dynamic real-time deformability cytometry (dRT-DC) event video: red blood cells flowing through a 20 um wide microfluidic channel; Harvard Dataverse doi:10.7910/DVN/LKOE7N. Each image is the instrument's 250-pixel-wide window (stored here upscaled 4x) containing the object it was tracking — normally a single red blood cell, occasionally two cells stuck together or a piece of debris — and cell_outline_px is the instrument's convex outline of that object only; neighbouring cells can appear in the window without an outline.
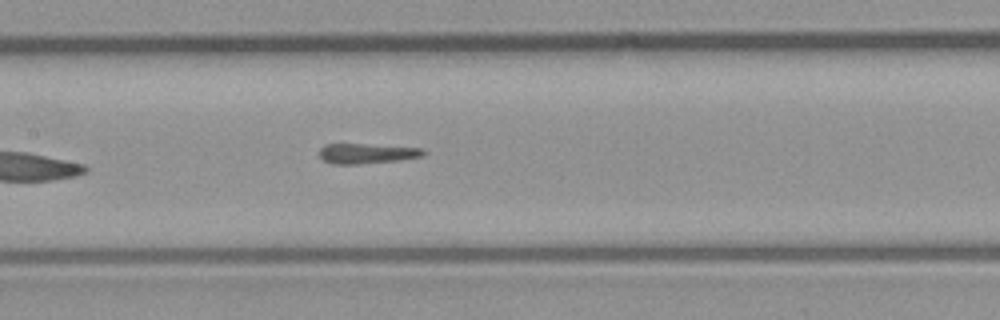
{"species": "common noctule bat (a hibernating species)", "species_latin": "Nyctalus noctula", "temperature_condition": "room temperature", "stored_images_in_passage": 7, "camera_frame_rate_fps": 3000, "um_per_image_px": 0.085, "animal": {"sex": "male", "body_mass_g": 23.1, "forearm_length_mm": 52.7}, "frame": {"image": 1, "passage_image": 7, "time_ms": 7.0, "image_size_px": [1000, 320], "cell_outline_px": [[428, 152], [424, 156], [400, 160], [356, 164], [332, 164], [324, 160], [320, 156], [320, 148], [324, 144], [364, 144], [424, 148]], "centroid_in_image_um": [31.23, 13.04], "position_along_channel_um": 176.2, "area_um2": 12.25}}